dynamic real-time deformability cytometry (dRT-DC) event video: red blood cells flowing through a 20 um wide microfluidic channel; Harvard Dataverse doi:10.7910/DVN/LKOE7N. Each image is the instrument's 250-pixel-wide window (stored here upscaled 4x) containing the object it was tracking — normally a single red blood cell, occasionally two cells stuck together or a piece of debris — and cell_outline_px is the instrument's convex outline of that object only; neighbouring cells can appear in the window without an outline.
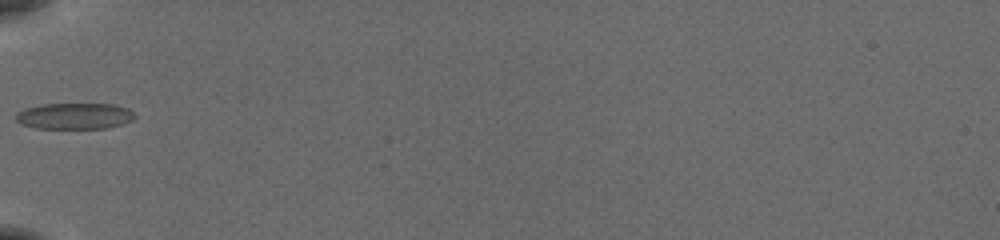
{"species": "common noctule bat (a hibernating species)", "species_latin": "Nyctalus noctula", "temperature_condition": "cold", "stored_images_in_passage": 34, "camera_frame_rate_fps": 3000, "um_per_image_px": 0.085, "animal": {"sex": "female", "body_mass_g": 19.5, "forearm_length_mm": 54.1}, "frame": {"image": 1, "passage_image": 1, "time_ms": 0.0, "image_size_px": [1000, 240], "cell_outline_px": [[136, 116], [132, 120], [120, 124], [104, 128], [36, 128], [20, 124], [16, 120], [16, 112], [24, 108], [40, 104], [116, 104], [128, 108]], "centroid_in_image_um": [6.3, 9.85], "position_along_channel_um": 78.7, "area_um2": 18.15}}
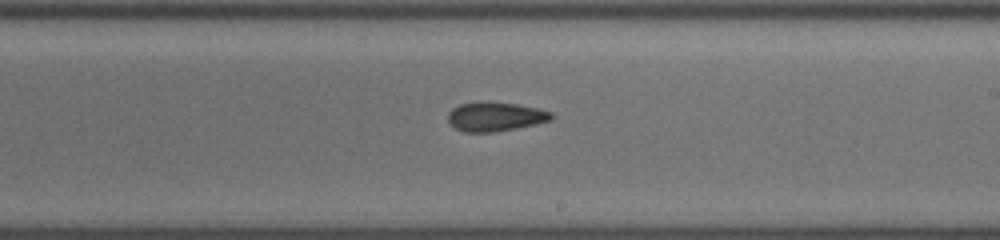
{"frame": {"image": 2, "passage_image": 14, "time_ms": 4.333, "image_size_px": [1000, 240], "cell_outline_px": [[552, 120], [492, 132], [464, 132], [456, 128], [448, 120], [448, 112], [452, 108], [460, 104], [476, 100], [484, 100], [516, 104], [536, 108], [552, 112]], "centroid_in_image_um": [42.04, 9.88], "position_along_channel_um": 247.0, "area_um2": 17.51}}
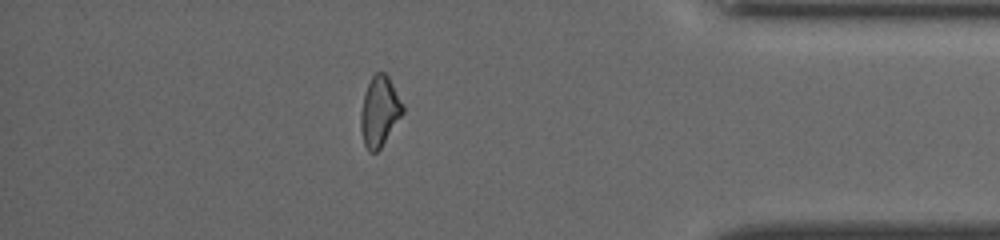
{"frame": {"image": 3, "passage_image": 28, "time_ms": 9.0, "image_size_px": [1000, 240], "cell_outline_px": [[404, 112], [380, 148], [376, 152], [368, 152], [364, 144], [360, 128], [360, 112], [364, 92], [372, 76], [376, 72], [384, 72], [388, 76], [404, 104]], "centroid_in_image_um": [32.25, 9.46], "position_along_channel_um": 402.9, "area_um2": 17.22}, "authors_computed_cell_mechanics": {"area_um2": 17.3689, "velocity_mm_per_s": 3.8931, "shape_relaxation_time_tau1_ms": null, "shape_relaxation_time_tau2_ms": 3.315, "deformation_change_tau1": null, "deformation_change_tau2": 0.0878}}